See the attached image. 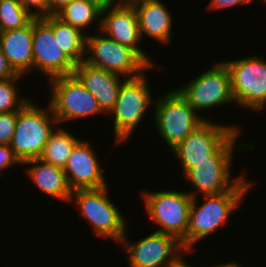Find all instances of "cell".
Segmentation results:
<instances>
[{"label": "cell", "instance_id": "obj_8", "mask_svg": "<svg viewBox=\"0 0 266 267\" xmlns=\"http://www.w3.org/2000/svg\"><path fill=\"white\" fill-rule=\"evenodd\" d=\"M99 32L100 35H87L85 63L126 79L138 77L153 68L132 48L123 46Z\"/></svg>", "mask_w": 266, "mask_h": 267}, {"label": "cell", "instance_id": "obj_28", "mask_svg": "<svg viewBox=\"0 0 266 267\" xmlns=\"http://www.w3.org/2000/svg\"><path fill=\"white\" fill-rule=\"evenodd\" d=\"M21 165L20 161L15 157L10 145H0V172L2 169Z\"/></svg>", "mask_w": 266, "mask_h": 267}, {"label": "cell", "instance_id": "obj_15", "mask_svg": "<svg viewBox=\"0 0 266 267\" xmlns=\"http://www.w3.org/2000/svg\"><path fill=\"white\" fill-rule=\"evenodd\" d=\"M96 154L91 142L82 141V139L72 149L63 169L72 191L107 186L104 169Z\"/></svg>", "mask_w": 266, "mask_h": 267}, {"label": "cell", "instance_id": "obj_25", "mask_svg": "<svg viewBox=\"0 0 266 267\" xmlns=\"http://www.w3.org/2000/svg\"><path fill=\"white\" fill-rule=\"evenodd\" d=\"M23 77H16L0 80V113L19 111L28 101L29 98H23L18 89L17 80ZM21 95V96H20Z\"/></svg>", "mask_w": 266, "mask_h": 267}, {"label": "cell", "instance_id": "obj_16", "mask_svg": "<svg viewBox=\"0 0 266 267\" xmlns=\"http://www.w3.org/2000/svg\"><path fill=\"white\" fill-rule=\"evenodd\" d=\"M233 161H203L195 164V168L188 169L184 174V182L194 187L188 192L192 197L203 195H217L231 191L244 177H231ZM231 168V169H230ZM196 190V191H195Z\"/></svg>", "mask_w": 266, "mask_h": 267}, {"label": "cell", "instance_id": "obj_35", "mask_svg": "<svg viewBox=\"0 0 266 267\" xmlns=\"http://www.w3.org/2000/svg\"><path fill=\"white\" fill-rule=\"evenodd\" d=\"M137 1H140V0H117V3L118 4H133Z\"/></svg>", "mask_w": 266, "mask_h": 267}, {"label": "cell", "instance_id": "obj_20", "mask_svg": "<svg viewBox=\"0 0 266 267\" xmlns=\"http://www.w3.org/2000/svg\"><path fill=\"white\" fill-rule=\"evenodd\" d=\"M29 166L26 175L45 195L63 202H70L72 190L62 168L46 163L39 158L22 163Z\"/></svg>", "mask_w": 266, "mask_h": 267}, {"label": "cell", "instance_id": "obj_4", "mask_svg": "<svg viewBox=\"0 0 266 267\" xmlns=\"http://www.w3.org/2000/svg\"><path fill=\"white\" fill-rule=\"evenodd\" d=\"M167 92L152 105L153 122L161 138L173 149L208 119L196 113L177 89Z\"/></svg>", "mask_w": 266, "mask_h": 267}, {"label": "cell", "instance_id": "obj_5", "mask_svg": "<svg viewBox=\"0 0 266 267\" xmlns=\"http://www.w3.org/2000/svg\"><path fill=\"white\" fill-rule=\"evenodd\" d=\"M141 193L148 219L159 227L155 231L176 237L186 251V232L193 197L184 190Z\"/></svg>", "mask_w": 266, "mask_h": 267}, {"label": "cell", "instance_id": "obj_22", "mask_svg": "<svg viewBox=\"0 0 266 267\" xmlns=\"http://www.w3.org/2000/svg\"><path fill=\"white\" fill-rule=\"evenodd\" d=\"M80 139L65 130V127H56L50 134L39 159L46 163L64 169L74 146Z\"/></svg>", "mask_w": 266, "mask_h": 267}, {"label": "cell", "instance_id": "obj_17", "mask_svg": "<svg viewBox=\"0 0 266 267\" xmlns=\"http://www.w3.org/2000/svg\"><path fill=\"white\" fill-rule=\"evenodd\" d=\"M73 75L96 98L106 115L114 107L119 90L126 80L122 76L91 66L84 61L75 66Z\"/></svg>", "mask_w": 266, "mask_h": 267}, {"label": "cell", "instance_id": "obj_6", "mask_svg": "<svg viewBox=\"0 0 266 267\" xmlns=\"http://www.w3.org/2000/svg\"><path fill=\"white\" fill-rule=\"evenodd\" d=\"M108 192V185L97 189L74 190L70 202L76 201L81 216L92 226L96 236L115 240L117 244L126 234L127 223L110 200Z\"/></svg>", "mask_w": 266, "mask_h": 267}, {"label": "cell", "instance_id": "obj_23", "mask_svg": "<svg viewBox=\"0 0 266 267\" xmlns=\"http://www.w3.org/2000/svg\"><path fill=\"white\" fill-rule=\"evenodd\" d=\"M56 16L63 22L72 25L86 35V28L91 26L92 22L96 21L100 31L101 27V11L86 0H73L63 7Z\"/></svg>", "mask_w": 266, "mask_h": 267}, {"label": "cell", "instance_id": "obj_24", "mask_svg": "<svg viewBox=\"0 0 266 267\" xmlns=\"http://www.w3.org/2000/svg\"><path fill=\"white\" fill-rule=\"evenodd\" d=\"M33 19L19 0H0V32L23 28Z\"/></svg>", "mask_w": 266, "mask_h": 267}, {"label": "cell", "instance_id": "obj_18", "mask_svg": "<svg viewBox=\"0 0 266 267\" xmlns=\"http://www.w3.org/2000/svg\"><path fill=\"white\" fill-rule=\"evenodd\" d=\"M136 10L141 40L145 35L168 45L172 37V15L161 0H140L132 4Z\"/></svg>", "mask_w": 266, "mask_h": 267}, {"label": "cell", "instance_id": "obj_34", "mask_svg": "<svg viewBox=\"0 0 266 267\" xmlns=\"http://www.w3.org/2000/svg\"><path fill=\"white\" fill-rule=\"evenodd\" d=\"M212 267H243L240 265V263L235 262V261H230V262H224V263H218V265H213Z\"/></svg>", "mask_w": 266, "mask_h": 267}, {"label": "cell", "instance_id": "obj_9", "mask_svg": "<svg viewBox=\"0 0 266 267\" xmlns=\"http://www.w3.org/2000/svg\"><path fill=\"white\" fill-rule=\"evenodd\" d=\"M231 77L232 95L238 107L262 111L266 106V61L249 56L223 61Z\"/></svg>", "mask_w": 266, "mask_h": 267}, {"label": "cell", "instance_id": "obj_12", "mask_svg": "<svg viewBox=\"0 0 266 267\" xmlns=\"http://www.w3.org/2000/svg\"><path fill=\"white\" fill-rule=\"evenodd\" d=\"M33 70L38 69L48 81L73 75L75 64L62 51L53 32V15L33 19Z\"/></svg>", "mask_w": 266, "mask_h": 267}, {"label": "cell", "instance_id": "obj_2", "mask_svg": "<svg viewBox=\"0 0 266 267\" xmlns=\"http://www.w3.org/2000/svg\"><path fill=\"white\" fill-rule=\"evenodd\" d=\"M246 176L229 192L217 195H203L204 203L197 204L193 197L190 205L189 226L186 232V252L192 251L194 244L210 236L223 226L252 189V184ZM250 188V189H249Z\"/></svg>", "mask_w": 266, "mask_h": 267}, {"label": "cell", "instance_id": "obj_21", "mask_svg": "<svg viewBox=\"0 0 266 267\" xmlns=\"http://www.w3.org/2000/svg\"><path fill=\"white\" fill-rule=\"evenodd\" d=\"M53 32L60 48L75 64L85 60L87 35L53 15Z\"/></svg>", "mask_w": 266, "mask_h": 267}, {"label": "cell", "instance_id": "obj_7", "mask_svg": "<svg viewBox=\"0 0 266 267\" xmlns=\"http://www.w3.org/2000/svg\"><path fill=\"white\" fill-rule=\"evenodd\" d=\"M146 73L134 78L126 79L118 93L114 107L108 116L114 118L115 145L125 143L145 117L150 105L154 104Z\"/></svg>", "mask_w": 266, "mask_h": 267}, {"label": "cell", "instance_id": "obj_14", "mask_svg": "<svg viewBox=\"0 0 266 267\" xmlns=\"http://www.w3.org/2000/svg\"><path fill=\"white\" fill-rule=\"evenodd\" d=\"M100 31L119 44L132 48L150 67L155 66L147 52L138 46L141 37L136 10L132 4H118L101 12Z\"/></svg>", "mask_w": 266, "mask_h": 267}, {"label": "cell", "instance_id": "obj_29", "mask_svg": "<svg viewBox=\"0 0 266 267\" xmlns=\"http://www.w3.org/2000/svg\"><path fill=\"white\" fill-rule=\"evenodd\" d=\"M253 0H211L209 6V9H215L218 10L220 8H227L232 7L236 5H247Z\"/></svg>", "mask_w": 266, "mask_h": 267}, {"label": "cell", "instance_id": "obj_33", "mask_svg": "<svg viewBox=\"0 0 266 267\" xmlns=\"http://www.w3.org/2000/svg\"><path fill=\"white\" fill-rule=\"evenodd\" d=\"M182 253L174 262L168 264L166 267H191L187 261H185Z\"/></svg>", "mask_w": 266, "mask_h": 267}, {"label": "cell", "instance_id": "obj_32", "mask_svg": "<svg viewBox=\"0 0 266 267\" xmlns=\"http://www.w3.org/2000/svg\"><path fill=\"white\" fill-rule=\"evenodd\" d=\"M73 0H49V16L56 15L63 7Z\"/></svg>", "mask_w": 266, "mask_h": 267}, {"label": "cell", "instance_id": "obj_26", "mask_svg": "<svg viewBox=\"0 0 266 267\" xmlns=\"http://www.w3.org/2000/svg\"><path fill=\"white\" fill-rule=\"evenodd\" d=\"M18 111L0 113V145H10L17 122Z\"/></svg>", "mask_w": 266, "mask_h": 267}, {"label": "cell", "instance_id": "obj_30", "mask_svg": "<svg viewBox=\"0 0 266 267\" xmlns=\"http://www.w3.org/2000/svg\"><path fill=\"white\" fill-rule=\"evenodd\" d=\"M18 74L10 66L8 60L0 49V80L16 77Z\"/></svg>", "mask_w": 266, "mask_h": 267}, {"label": "cell", "instance_id": "obj_1", "mask_svg": "<svg viewBox=\"0 0 266 267\" xmlns=\"http://www.w3.org/2000/svg\"><path fill=\"white\" fill-rule=\"evenodd\" d=\"M240 133L241 128L234 124L225 126L208 120L173 148L172 153L179 160L183 174L203 161H232L235 149L254 148V144L236 143Z\"/></svg>", "mask_w": 266, "mask_h": 267}, {"label": "cell", "instance_id": "obj_3", "mask_svg": "<svg viewBox=\"0 0 266 267\" xmlns=\"http://www.w3.org/2000/svg\"><path fill=\"white\" fill-rule=\"evenodd\" d=\"M58 125L50 105L38 107L30 99L18 111L10 148L21 164L41 156L50 134Z\"/></svg>", "mask_w": 266, "mask_h": 267}, {"label": "cell", "instance_id": "obj_31", "mask_svg": "<svg viewBox=\"0 0 266 267\" xmlns=\"http://www.w3.org/2000/svg\"><path fill=\"white\" fill-rule=\"evenodd\" d=\"M86 1L94 5L101 12L106 11L111 7L118 5L117 0H86Z\"/></svg>", "mask_w": 266, "mask_h": 267}, {"label": "cell", "instance_id": "obj_19", "mask_svg": "<svg viewBox=\"0 0 266 267\" xmlns=\"http://www.w3.org/2000/svg\"><path fill=\"white\" fill-rule=\"evenodd\" d=\"M33 20L23 28L0 32V49L13 70L24 75L33 69Z\"/></svg>", "mask_w": 266, "mask_h": 267}, {"label": "cell", "instance_id": "obj_11", "mask_svg": "<svg viewBox=\"0 0 266 267\" xmlns=\"http://www.w3.org/2000/svg\"><path fill=\"white\" fill-rule=\"evenodd\" d=\"M211 67L177 89L197 113L199 110L235 103L228 67L223 61Z\"/></svg>", "mask_w": 266, "mask_h": 267}, {"label": "cell", "instance_id": "obj_13", "mask_svg": "<svg viewBox=\"0 0 266 267\" xmlns=\"http://www.w3.org/2000/svg\"><path fill=\"white\" fill-rule=\"evenodd\" d=\"M127 238L126 231L119 244L125 249L128 267H166L186 252L176 237L157 231L136 242Z\"/></svg>", "mask_w": 266, "mask_h": 267}, {"label": "cell", "instance_id": "obj_27", "mask_svg": "<svg viewBox=\"0 0 266 267\" xmlns=\"http://www.w3.org/2000/svg\"><path fill=\"white\" fill-rule=\"evenodd\" d=\"M34 18L49 16V0H19ZM34 9V10H32Z\"/></svg>", "mask_w": 266, "mask_h": 267}, {"label": "cell", "instance_id": "obj_10", "mask_svg": "<svg viewBox=\"0 0 266 267\" xmlns=\"http://www.w3.org/2000/svg\"><path fill=\"white\" fill-rule=\"evenodd\" d=\"M51 99L49 105L58 124L87 116L106 114L96 98L74 76H59L49 80Z\"/></svg>", "mask_w": 266, "mask_h": 267}]
</instances>
